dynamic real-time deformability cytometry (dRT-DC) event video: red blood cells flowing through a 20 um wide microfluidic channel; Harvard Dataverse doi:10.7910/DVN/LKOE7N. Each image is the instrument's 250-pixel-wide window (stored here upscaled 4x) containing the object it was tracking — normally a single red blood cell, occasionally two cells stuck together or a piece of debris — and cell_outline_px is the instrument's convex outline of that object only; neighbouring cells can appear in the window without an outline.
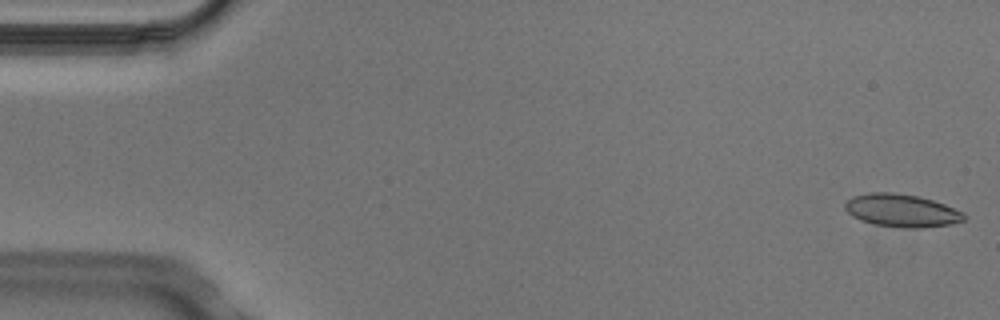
{"species": "Egyptian fruit bat (a non-hibernating species)", "species_latin": "Rousettus aegyptiacus", "temperature_condition": "cold", "stored_images_in_passage": 7, "camera_frame_rate_fps": 3000, "um_per_image_px": 0.085, "animal": {"sex": "male"}, "frame": {"image": 1, "passage_image": 1, "time_ms": 0.0, "image_size_px": [1000, 320], "cell_outline_px": [[964, 220], [952, 224], [924, 228], [904, 228], [872, 224], [860, 220], [852, 216], [844, 208], [844, 204], [852, 196], [868, 192], [892, 192], [916, 196], [932, 200], [944, 204], [964, 212]], "centroid_in_image_um": [76.62, 17.9], "position_along_channel_um": 8.4, "area_um2": 22.89}}